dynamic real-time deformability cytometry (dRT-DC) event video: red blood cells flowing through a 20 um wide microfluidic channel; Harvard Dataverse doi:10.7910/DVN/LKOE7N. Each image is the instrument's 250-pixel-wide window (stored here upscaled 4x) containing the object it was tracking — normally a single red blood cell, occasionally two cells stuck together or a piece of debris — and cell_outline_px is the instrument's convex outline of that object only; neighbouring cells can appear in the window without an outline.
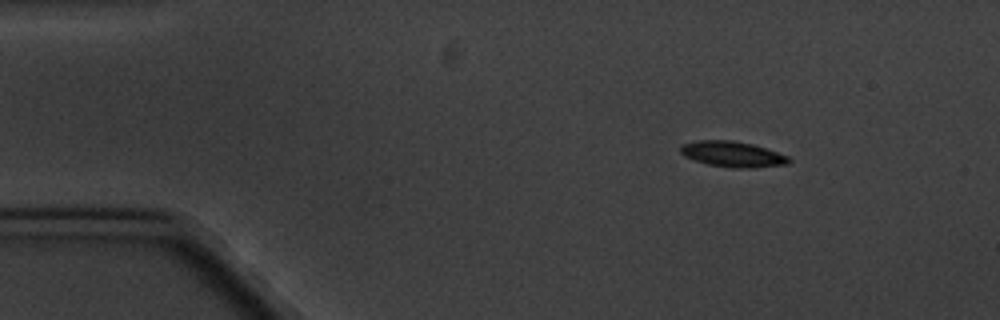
{"species": "common noctule bat (a hibernating species)", "species_latin": "Nyctalus noctula", "temperature_condition": "cold", "stored_images_in_passage": 4, "camera_frame_rate_fps": 3000, "um_per_image_px": 0.085, "animal": {"sex": "male", "body_mass_g": 20.1, "forearm_length_mm": 53.5}, "frame": {"image": 1, "passage_image": 2, "time_ms": 1.333, "image_size_px": [1000, 320], "cell_outline_px": [[792, 160], [788, 164], [752, 168], [732, 168], [708, 164], [684, 156], [680, 152], [680, 148], [684, 144], [700, 140], [732, 140], [752, 144], [788, 156]], "centroid_in_image_um": [62.29, 13.11], "position_along_channel_um": 22.7, "area_um2": 16.01}}
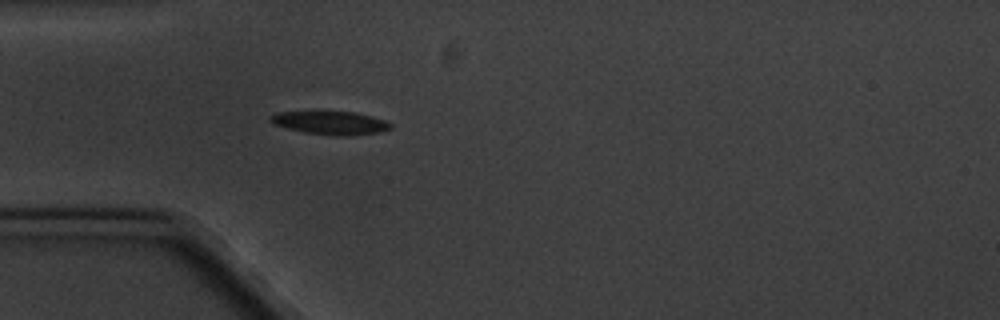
{"frame": {"image": 2, "passage_image": 4, "time_ms": 4.333, "image_size_px": [1000, 320], "cell_outline_px": [[392, 128], [380, 132], [344, 136], [336, 136], [304, 132], [272, 124], [268, 120], [268, 116], [280, 112], [356, 112], [372, 116], [384, 120], [392, 124]], "centroid_in_image_um": [28.09, 10.44], "position_along_channel_um": 56.9, "area_um2": 16.24}}